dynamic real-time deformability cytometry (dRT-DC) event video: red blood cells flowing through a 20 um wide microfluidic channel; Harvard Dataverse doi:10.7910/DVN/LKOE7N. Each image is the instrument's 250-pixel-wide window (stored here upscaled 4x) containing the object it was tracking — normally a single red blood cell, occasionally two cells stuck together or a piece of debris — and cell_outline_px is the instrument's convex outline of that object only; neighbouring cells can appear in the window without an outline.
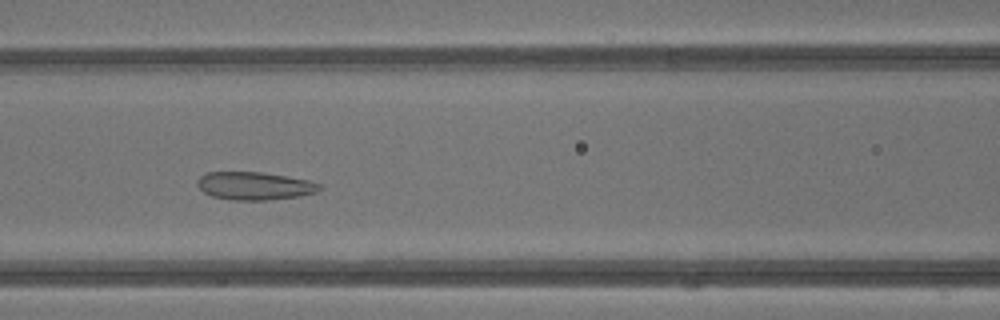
{"species": "common noctule bat (a hibernating species)", "species_latin": "Nyctalus noctula", "temperature_condition": "warm", "stored_images_in_passage": 34, "camera_frame_rate_fps": 3000, "um_per_image_px": 0.085, "animal": {"sex": "male", "body_mass_g": 13.3}, "frame": {"image": 1, "passage_image": 9, "time_ms": 2.667, "image_size_px": [1000, 320], "cell_outline_px": [[324, 188], [316, 192], [300, 196], [268, 200], [232, 200], [212, 196], [204, 192], [196, 184], [196, 180], [200, 176], [208, 172], [260, 172], [308, 180], [320, 184]], "centroid_in_image_um": [21.63, 15.8], "position_along_channel_um": 145.0, "area_um2": 19.88}}
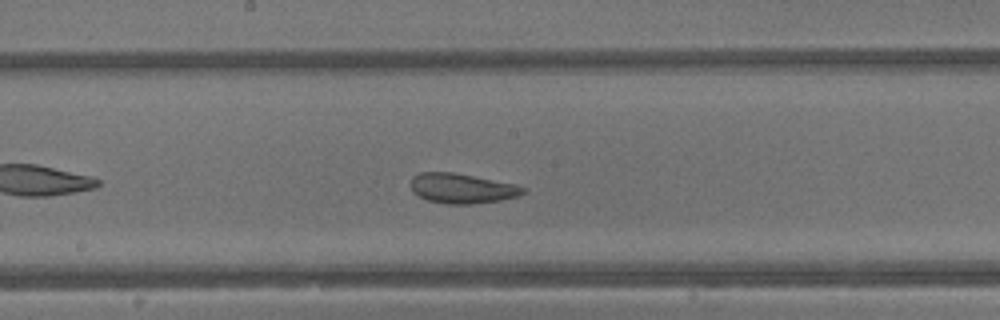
{"frame": {"image": 2, "passage_image": 13, "time_ms": 4.0, "image_size_px": [1000, 320], "cell_outline_px": [[528, 188], [520, 196], [500, 200], [472, 204], [448, 204], [428, 200], [412, 192], [412, 176], [420, 172], [452, 172], [512, 184]], "centroid_in_image_um": [39.26, 16.02], "position_along_channel_um": 208.9, "area_um2": 19.31}}
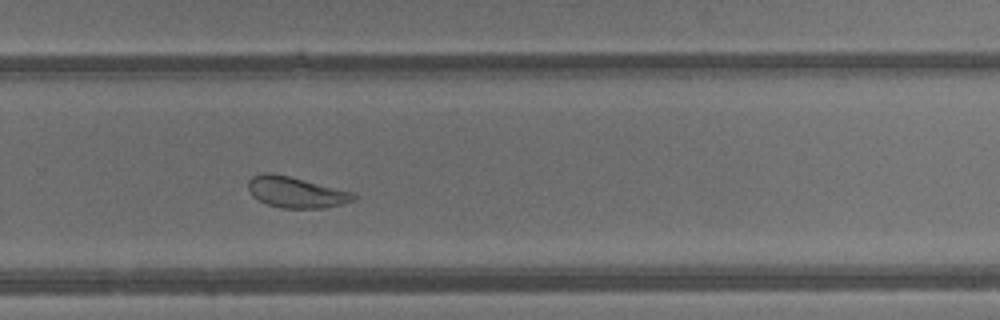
{"frame": {"image": 3, "passage_image": 19, "time_ms": 6.0, "image_size_px": [1000, 320], "cell_outline_px": [[356, 200], [324, 208], [280, 208], [268, 204], [252, 196], [248, 188], [248, 180], [252, 176], [264, 172], [272, 172], [356, 192]], "centroid_in_image_um": [25.18, 16.33], "position_along_channel_um": 304.6, "area_um2": 19.19}, "authors_computed_cell_mechanics": {"area_um2": 20.9236, "velocity_mm_per_s": 4.8101, "shape_relaxation_time_tau1_ms": null, "shape_relaxation_time_tau2_ms": 1.1336, "deformation_change_tau1": null, "deformation_change_tau2": 0.0817}}